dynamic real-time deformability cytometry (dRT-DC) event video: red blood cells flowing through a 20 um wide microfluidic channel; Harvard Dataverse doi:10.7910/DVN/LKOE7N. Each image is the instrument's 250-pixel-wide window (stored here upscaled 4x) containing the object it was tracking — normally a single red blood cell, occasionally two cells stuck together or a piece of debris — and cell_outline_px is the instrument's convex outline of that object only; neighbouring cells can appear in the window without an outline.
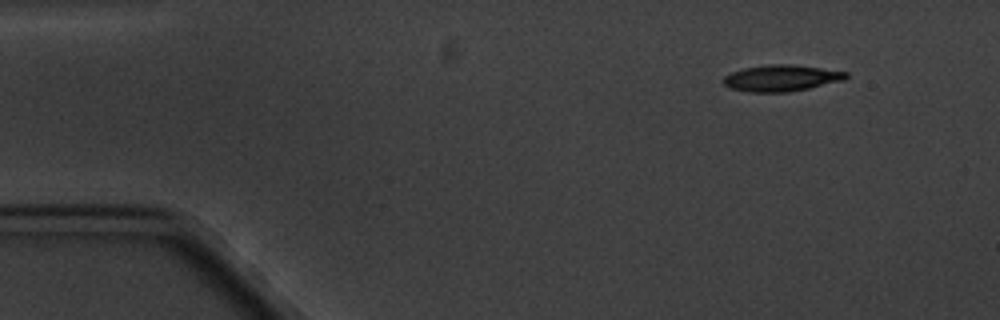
{"species": "common noctule bat (a hibernating species)", "species_latin": "Nyctalus noctula", "temperature_condition": "cold", "stored_images_in_passage": 5, "camera_frame_rate_fps": 3000, "um_per_image_px": 0.085, "animal": {"sex": "male", "body_mass_g": 20.1, "forearm_length_mm": 53.5}, "frame": {"image": 1, "passage_image": 5, "time_ms": 6.333, "image_size_px": [1000, 320], "cell_outline_px": [[848, 76], [844, 80], [808, 88], [788, 92], [752, 92], [732, 88], [724, 84], [724, 76], [732, 72], [744, 68], [768, 64], [792, 64], [848, 72]], "centroid_in_image_um": [66.43, 6.63], "position_along_channel_um": 18.6, "area_um2": 18.61}}